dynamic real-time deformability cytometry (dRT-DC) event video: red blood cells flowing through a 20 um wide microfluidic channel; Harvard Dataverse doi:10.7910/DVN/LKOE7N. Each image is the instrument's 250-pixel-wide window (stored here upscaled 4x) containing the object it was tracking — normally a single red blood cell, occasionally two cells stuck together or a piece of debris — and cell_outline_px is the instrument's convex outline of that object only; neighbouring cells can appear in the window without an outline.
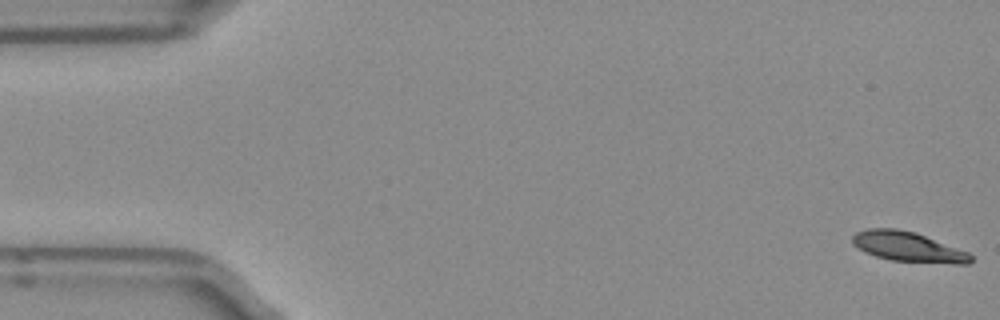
{"species": "Egyptian fruit bat (a non-hibernating species)", "species_latin": "Rousettus aegyptiacus", "temperature_condition": "room temperature", "stored_images_in_passage": 51, "camera_frame_rate_fps": 3000, "um_per_image_px": 0.085, "frame": {"image": 1, "passage_image": 1, "time_ms": 0.0, "image_size_px": [1000, 320], "cell_outline_px": [[972, 260], [968, 264], [956, 264], [892, 260], [876, 256], [864, 252], [852, 244], [852, 236], [856, 232], [868, 228], [896, 228], [916, 232], [968, 252], [972, 256]], "centroid_in_image_um": [77.16, 20.97], "position_along_channel_um": 7.8, "area_um2": 20.63}}
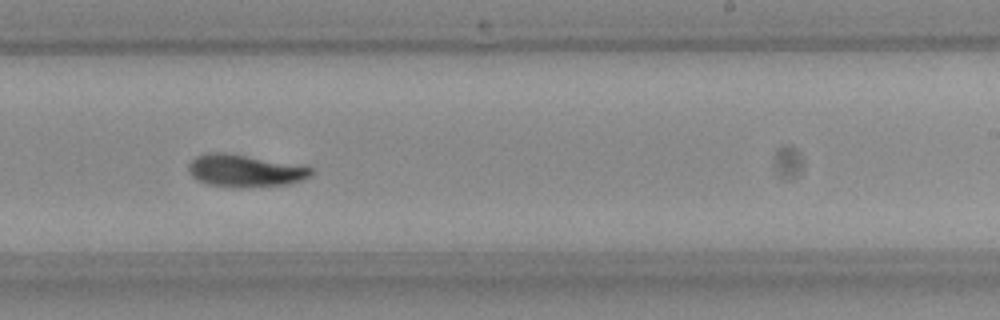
{"frame": {"image": 2, "passage_image": 31, "time_ms": 10.0, "image_size_px": [1000, 320], "cell_outline_px": [[316, 172], [312, 176], [288, 184], [240, 188], [236, 188], [208, 184], [196, 180], [188, 172], [188, 164], [196, 156], [208, 152], [224, 152], [308, 164]], "centroid_in_image_um": [20.9, 14.49], "position_along_channel_um": 268.1, "area_um2": 23.99}}
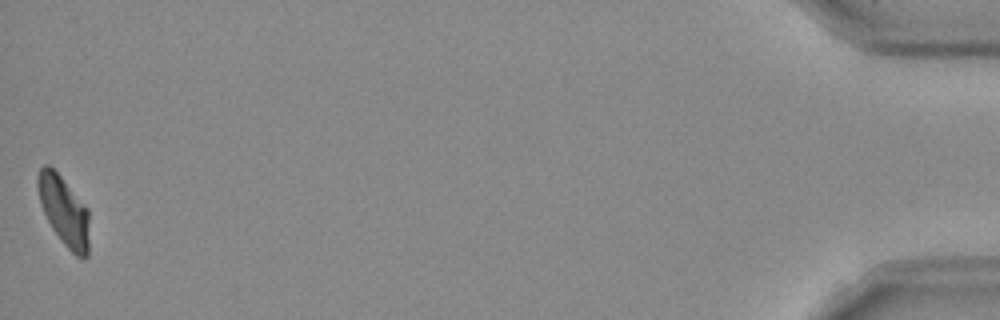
{"frame": {"image": 3, "passage_image": 51, "time_ms": 16.667, "image_size_px": [1000, 320], "cell_outline_px": [[88, 256], [76, 256], [64, 244], [52, 228], [40, 204], [36, 184], [36, 176], [40, 168], [44, 164], [48, 164], [60, 176], [88, 208]], "centroid_in_image_um": [5.41, 17.89], "position_along_channel_um": 429.8, "area_um2": 20.58}, "authors_computed_cell_mechanics": {"area_um2": 22.1374, "velocity_mm_per_s": 3.9397, "shape_relaxation_time_tau1_ms": 6.3959, "shape_relaxation_time_tau2_ms": 6.0584, "deformation_change_tau1": 0.1912, "deformation_change_tau2": 0.092}}